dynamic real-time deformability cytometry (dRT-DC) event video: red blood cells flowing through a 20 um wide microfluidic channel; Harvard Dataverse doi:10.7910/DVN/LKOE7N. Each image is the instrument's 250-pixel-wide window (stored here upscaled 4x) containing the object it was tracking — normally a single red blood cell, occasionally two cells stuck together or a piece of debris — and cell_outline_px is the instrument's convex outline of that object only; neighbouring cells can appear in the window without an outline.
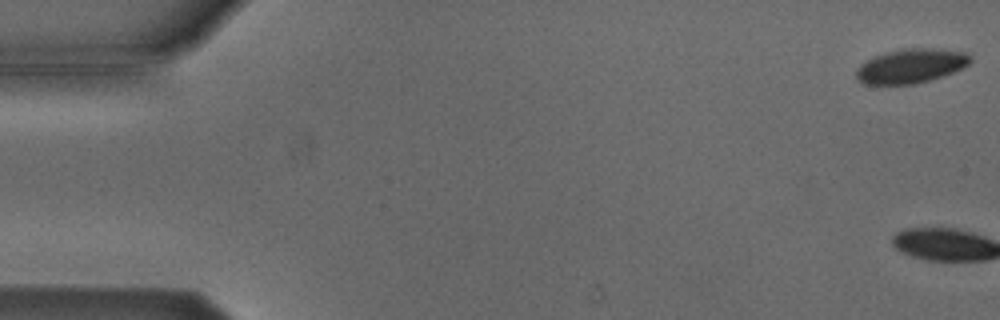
{"species": "Egyptian fruit bat (a non-hibernating species)", "species_latin": "Rousettus aegyptiacus", "temperature_condition": "cold", "stored_images_in_passage": 7, "camera_frame_rate_fps": 3000, "um_per_image_px": 0.085, "animal": {"sex": "male"}, "frame": {"image": 1, "passage_image": 1, "time_ms": 0.0, "image_size_px": [1000, 320], "cell_outline_px": [[972, 60], [968, 64], [944, 76], [916, 84], [864, 84], [856, 76], [856, 68], [860, 64], [872, 56], [884, 52], [904, 48], [936, 48], [964, 52], [972, 56]], "centroid_in_image_um": [77.41, 5.59], "position_along_channel_um": 7.6, "area_um2": 22.95}}
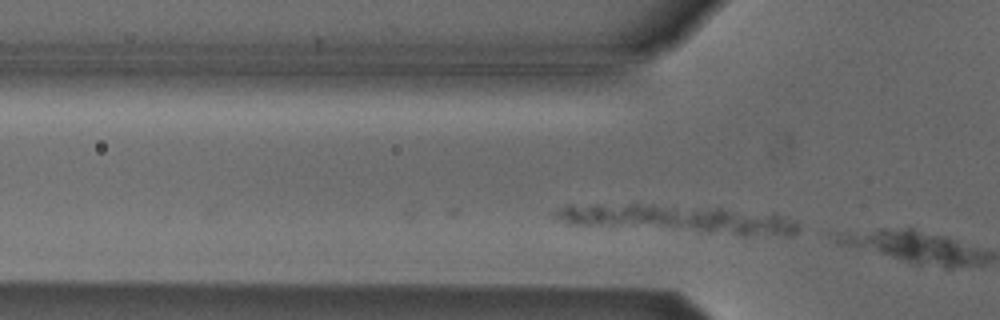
{"frame": {"image": 2, "passage_image": 7, "time_ms": 2.0, "image_size_px": [1000, 320], "cell_outline_px": [[796, 232], [788, 236], [784, 236], [572, 224], [560, 220], [552, 216], [552, 212], [564, 204], [652, 204], [720, 208], [776, 212], [796, 220]], "centroid_in_image_um": [57.64, 18.56], "position_along_channel_um": 68.2, "area_um2": 39.36}}